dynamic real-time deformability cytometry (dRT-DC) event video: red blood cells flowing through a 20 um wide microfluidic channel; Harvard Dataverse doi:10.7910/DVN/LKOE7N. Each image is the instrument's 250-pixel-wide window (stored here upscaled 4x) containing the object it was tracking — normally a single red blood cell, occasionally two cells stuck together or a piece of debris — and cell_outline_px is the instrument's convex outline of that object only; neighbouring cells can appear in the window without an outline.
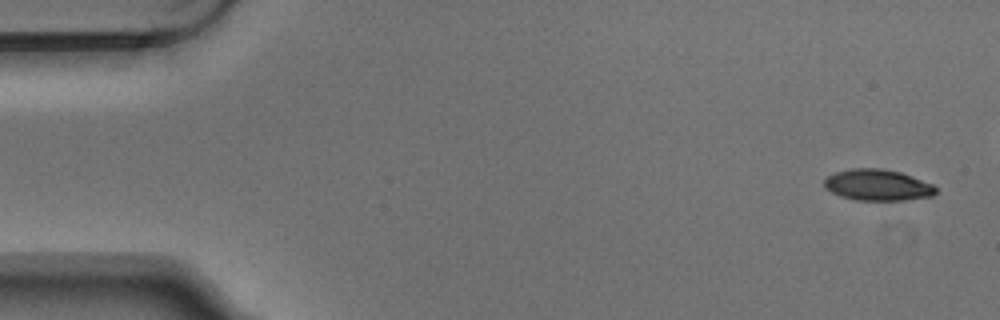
{"species": "Egyptian fruit bat (a non-hibernating species)", "species_latin": "Rousettus aegyptiacus", "temperature_condition": "warm", "stored_images_in_passage": 5, "camera_frame_rate_fps": 3000, "um_per_image_px": 0.085, "animal": {"sex": "male"}, "frame": {"image": 1, "passage_image": 1, "time_ms": 0.0, "image_size_px": [1000, 320], "cell_outline_px": [[936, 192], [932, 196], [904, 200], [856, 200], [840, 196], [824, 188], [824, 180], [828, 176], [836, 172], [852, 168], [884, 168], [900, 172], [912, 176], [932, 184], [936, 188]], "centroid_in_image_um": [74.58, 15.72], "position_along_channel_um": 10.4, "area_um2": 20.29}}